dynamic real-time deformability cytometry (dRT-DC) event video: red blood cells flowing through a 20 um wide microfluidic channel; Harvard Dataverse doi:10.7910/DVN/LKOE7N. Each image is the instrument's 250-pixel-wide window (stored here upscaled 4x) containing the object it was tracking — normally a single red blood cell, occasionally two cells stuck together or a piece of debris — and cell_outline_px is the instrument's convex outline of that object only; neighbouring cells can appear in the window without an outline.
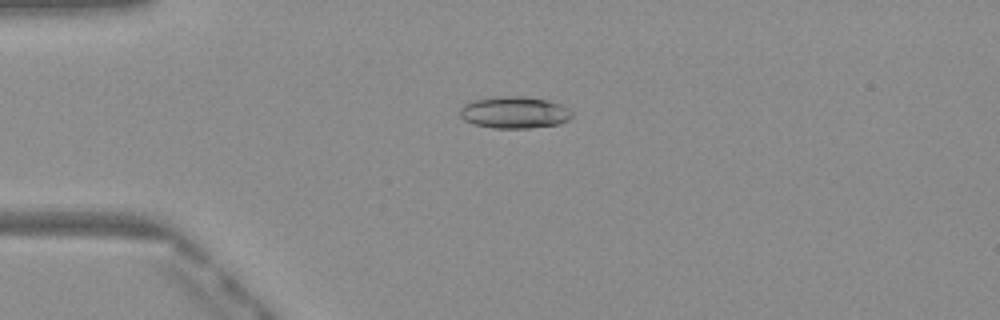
{"species": "Egyptian fruit bat (a non-hibernating species)", "species_latin": "Rousettus aegyptiacus", "temperature_condition": "warm", "stored_images_in_passage": 44, "camera_frame_rate_fps": 3000, "um_per_image_px": 0.085, "frame": {"image": 1, "passage_image": 7, "time_ms": 2.0, "image_size_px": [1000, 320], "cell_outline_px": [[572, 116], [568, 120], [560, 124], [528, 128], [492, 128], [472, 124], [464, 120], [460, 116], [460, 108], [464, 104], [472, 100], [496, 96], [524, 96], [548, 100], [560, 104], [572, 112]], "centroid_in_image_um": [43.69, 9.55], "position_along_channel_um": 41.3, "area_um2": 20.98}}
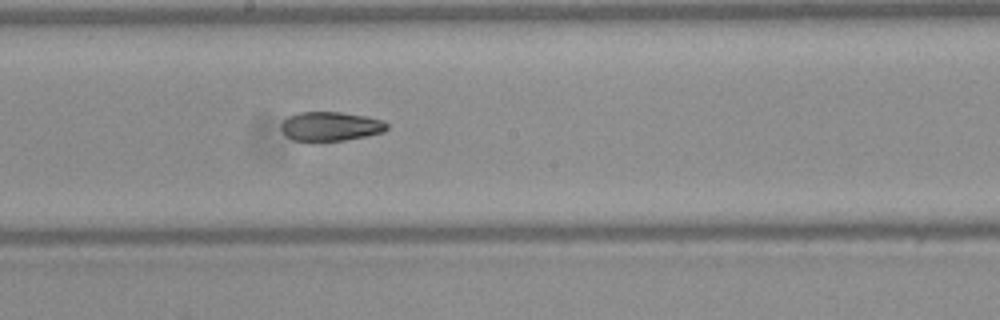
{"frame": {"image": 2, "passage_image": 22, "time_ms": 7.0, "image_size_px": [1000, 320], "cell_outline_px": [[388, 128], [384, 132], [368, 136], [344, 140], [308, 144], [292, 140], [280, 128], [280, 124], [288, 116], [300, 112], [340, 112], [368, 116], [384, 120], [388, 124]], "centroid_in_image_um": [28.09, 10.77], "position_along_channel_um": 220.1, "area_um2": 18.73}}
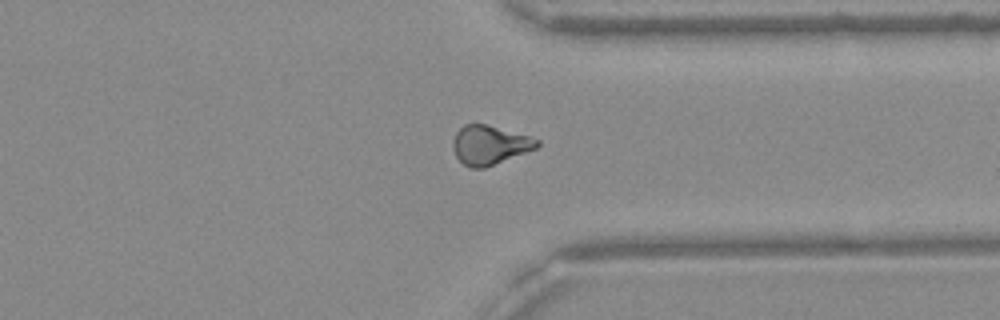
{"frame": {"image": 3, "passage_image": 33, "time_ms": 10.667, "image_size_px": [1000, 320], "cell_outline_px": [[540, 144], [536, 148], [484, 168], [472, 168], [464, 164], [456, 156], [452, 148], [452, 140], [456, 132], [464, 124], [484, 124], [528, 136], [540, 140]], "centroid_in_image_um": [41.58, 12.32], "position_along_channel_um": 369.8, "area_um2": 18.84}, "authors_computed_cell_mechanics": {"area_um2": 19.1896, "velocity_mm_per_s": 4.1073, "shape_relaxation_time_tau1_ms": null, "shape_relaxation_time_tau2_ms": 4.0158, "deformation_change_tau1": null, "deformation_change_tau2": 0.1088}}